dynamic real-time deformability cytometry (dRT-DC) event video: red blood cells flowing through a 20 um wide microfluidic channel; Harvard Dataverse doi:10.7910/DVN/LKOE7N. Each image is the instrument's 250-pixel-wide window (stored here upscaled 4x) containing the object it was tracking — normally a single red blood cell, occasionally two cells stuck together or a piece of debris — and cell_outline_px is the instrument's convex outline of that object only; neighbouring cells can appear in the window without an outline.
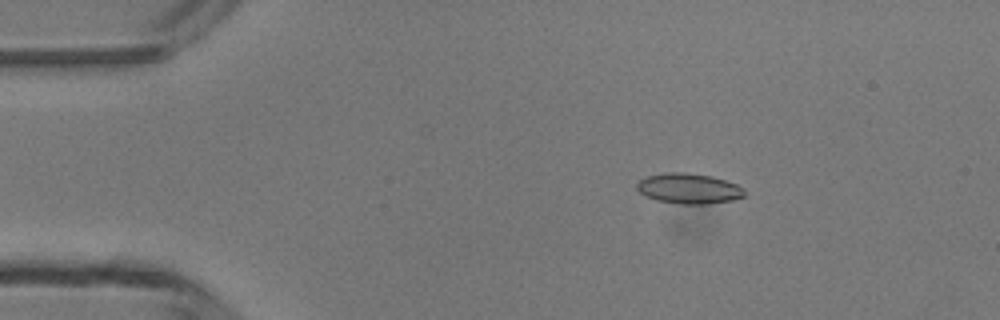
{"species": "common noctule bat (a hibernating species)", "species_latin": "Nyctalus noctula", "temperature_condition": "room temperature", "stored_images_in_passage": 5, "camera_frame_rate_fps": 3000, "um_per_image_px": 0.085, "animal": {"sex": "male", "body_mass_g": 13.3}, "frame": {"image": 1, "passage_image": 3, "time_ms": 2.333, "image_size_px": [1000, 320], "cell_outline_px": [[744, 196], [732, 200], [708, 204], [680, 204], [656, 200], [640, 192], [636, 188], [636, 184], [640, 180], [648, 176], [664, 172], [684, 172], [712, 176], [736, 184], [744, 188]], "centroid_in_image_um": [58.55, 16.02], "position_along_channel_um": 26.5, "area_um2": 18.96}}
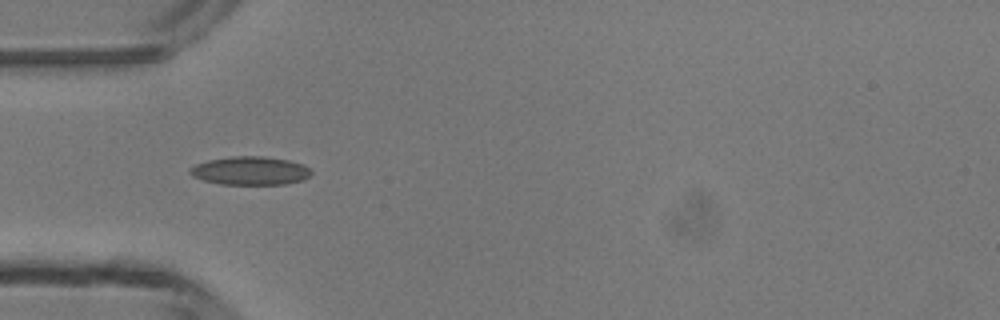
{"frame": {"image": 2, "passage_image": 5, "time_ms": 4.667, "image_size_px": [1000, 320], "cell_outline_px": [[312, 172], [304, 180], [284, 184], [220, 184], [204, 180], [192, 176], [188, 172], [188, 168], [196, 164], [208, 160], [232, 156], [264, 156], [288, 160], [304, 164]], "centroid_in_image_um": [21.25, 14.51], "position_along_channel_um": 63.7, "area_um2": 20.11}}